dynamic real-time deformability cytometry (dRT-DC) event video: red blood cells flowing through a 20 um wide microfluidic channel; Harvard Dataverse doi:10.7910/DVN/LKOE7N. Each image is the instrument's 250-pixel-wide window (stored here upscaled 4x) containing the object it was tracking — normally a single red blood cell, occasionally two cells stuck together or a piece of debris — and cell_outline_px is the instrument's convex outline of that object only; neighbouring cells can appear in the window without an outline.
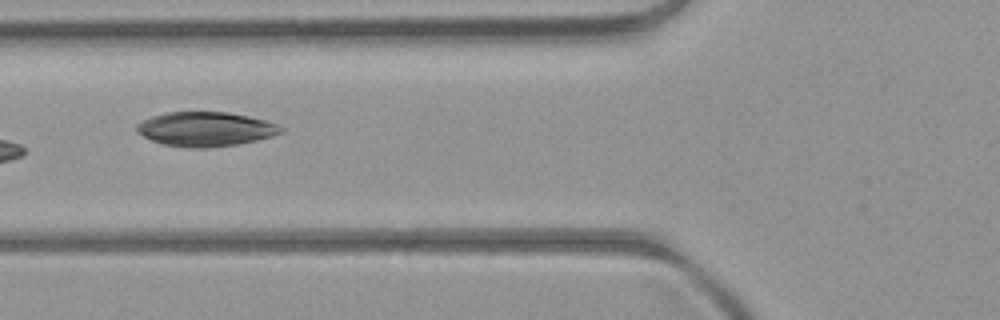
{"species": "common noctule bat (a hibernating species)", "species_latin": "Nyctalus noctula", "temperature_condition": "room temperature", "stored_images_in_passage": 6, "camera_frame_rate_fps": 3000, "um_per_image_px": 0.085, "animal": {"sex": "female", "body_mass_g": 21.9}, "frame": {"image": 1, "passage_image": 6, "time_ms": 5.667, "image_size_px": [1000, 320], "cell_outline_px": [[284, 132], [272, 136], [256, 140], [236, 144], [204, 148], [188, 148], [164, 144], [152, 140], [136, 132], [136, 124], [140, 120], [152, 116], [168, 112], [228, 112], [248, 116], [264, 120], [276, 124], [284, 128]], "centroid_in_image_um": [17.45, 10.97], "position_along_channel_um": 108.4, "area_um2": 28.84}}